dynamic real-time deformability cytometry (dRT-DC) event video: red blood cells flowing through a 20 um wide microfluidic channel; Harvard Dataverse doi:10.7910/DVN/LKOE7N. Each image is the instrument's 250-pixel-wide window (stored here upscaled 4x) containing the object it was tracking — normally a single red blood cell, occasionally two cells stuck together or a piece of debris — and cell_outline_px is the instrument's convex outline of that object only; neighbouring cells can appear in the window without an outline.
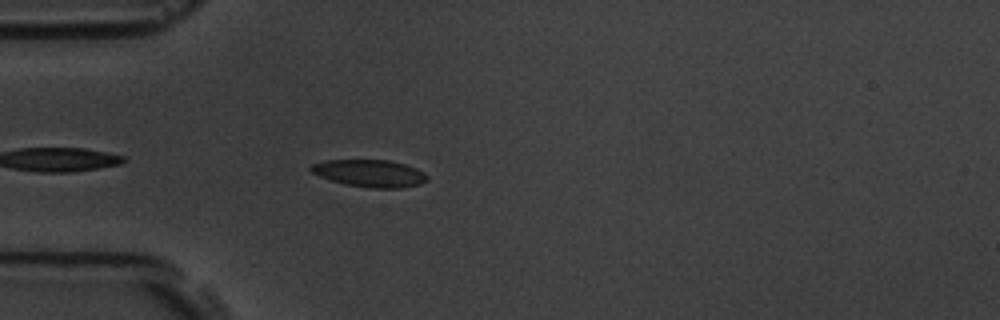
{"species": "common noctule bat (a hibernating species)", "species_latin": "Nyctalus noctula", "temperature_condition": "room temperature", "stored_images_in_passage": 36, "camera_frame_rate_fps": 3000, "um_per_image_px": 0.085, "animal": {"sex": "male", "body_mass_g": 19.5, "forearm_length_mm": 54.6}, "frame": {"image": 1, "passage_image": 4, "time_ms": 1.0, "image_size_px": [1000, 320], "cell_outline_px": [[428, 180], [420, 184], [400, 188], [372, 188], [344, 184], [320, 176], [312, 172], [308, 168], [312, 164], [328, 160], [388, 160], [404, 164], [416, 168], [424, 172], [428, 176]], "centroid_in_image_um": [31.45, 14.73], "position_along_channel_um": 53.5, "area_um2": 18.38}}
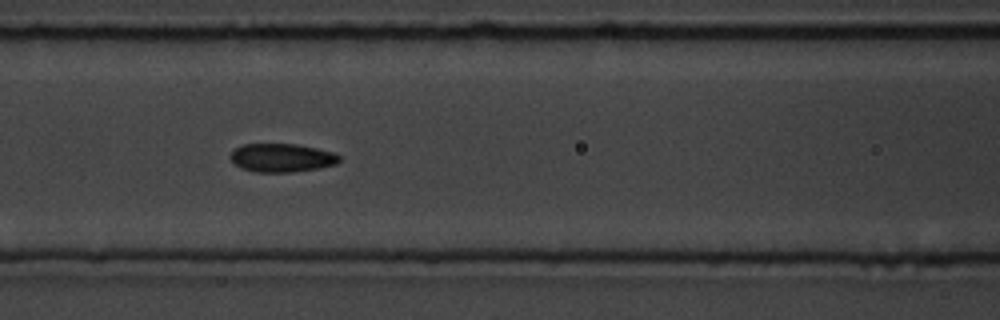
{"frame": {"image": 2, "passage_image": 12, "time_ms": 3.667, "image_size_px": [1000, 320], "cell_outline_px": [[340, 160], [336, 164], [320, 168], [292, 172], [256, 172], [240, 168], [228, 156], [236, 148], [244, 144], [296, 144], [316, 148], [332, 152], [340, 156]], "centroid_in_image_um": [23.95, 13.42], "position_along_channel_um": 142.7, "area_um2": 18.03}}
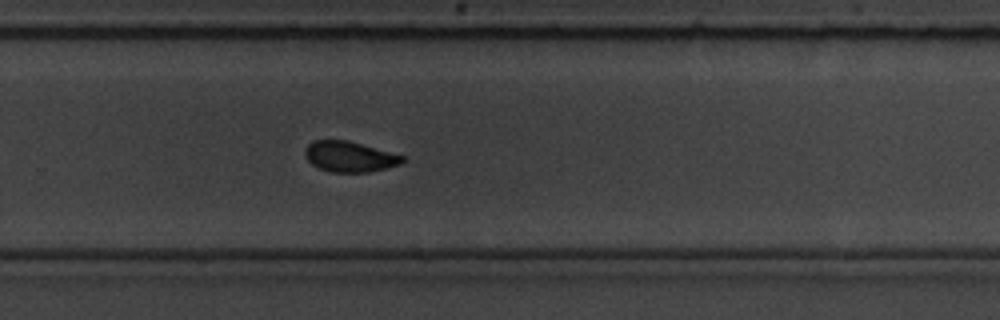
{"frame": {"image": 3, "passage_image": 25, "time_ms": 8.0, "image_size_px": [1000, 320], "cell_outline_px": [[404, 164], [388, 168], [368, 172], [332, 172], [320, 168], [312, 164], [304, 156], [304, 148], [312, 140], [348, 140], [404, 156]], "centroid_in_image_um": [29.71, 13.31], "position_along_channel_um": 300.1, "area_um2": 17.46}, "authors_computed_cell_mechanics": {"area_um2": 18.2648, "velocity_mm_per_s": 3.6443, "shape_relaxation_time_tau1_ms": 5.5715, "shape_relaxation_time_tau2_ms": 1.6271, "deformation_change_tau1": 0.104, "deformation_change_tau2": 0.0633}}